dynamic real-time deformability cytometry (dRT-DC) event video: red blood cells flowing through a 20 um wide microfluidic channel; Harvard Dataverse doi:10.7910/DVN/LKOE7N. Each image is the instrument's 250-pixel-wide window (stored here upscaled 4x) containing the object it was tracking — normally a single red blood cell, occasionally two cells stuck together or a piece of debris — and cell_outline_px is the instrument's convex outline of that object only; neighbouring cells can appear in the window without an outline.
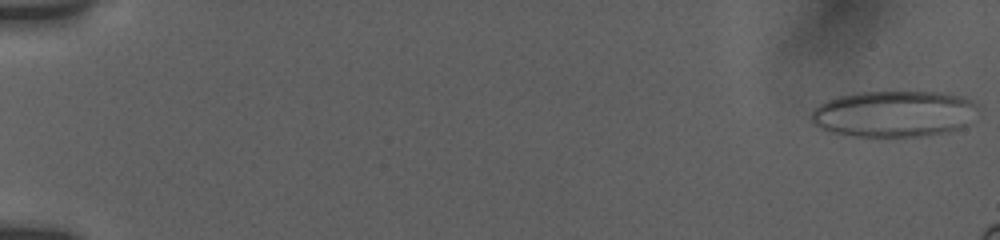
{"species": "human", "species_latin": "Homo sapiens", "temperature_condition": "room temperature", "stored_images_in_passage": 6, "camera_frame_rate_fps": 3000, "um_per_image_px": 0.085, "donor": {"sex": "female"}, "frame": {"image": 1, "passage_image": 1, "time_ms": 0.0, "image_size_px": [1000, 240], "cell_outline_px": [[976, 108], [964, 124], [960, 128], [948, 132], [924, 136], [892, 140], [876, 140], [832, 132], [820, 128], [812, 124], [808, 120], [808, 116], [820, 104], [828, 100], [840, 96], [860, 92], [948, 92], [964, 96], [972, 100], [976, 104]], "centroid_in_image_um": [75.92, 9.72], "position_along_channel_um": 9.1, "area_um2": 46.12}}